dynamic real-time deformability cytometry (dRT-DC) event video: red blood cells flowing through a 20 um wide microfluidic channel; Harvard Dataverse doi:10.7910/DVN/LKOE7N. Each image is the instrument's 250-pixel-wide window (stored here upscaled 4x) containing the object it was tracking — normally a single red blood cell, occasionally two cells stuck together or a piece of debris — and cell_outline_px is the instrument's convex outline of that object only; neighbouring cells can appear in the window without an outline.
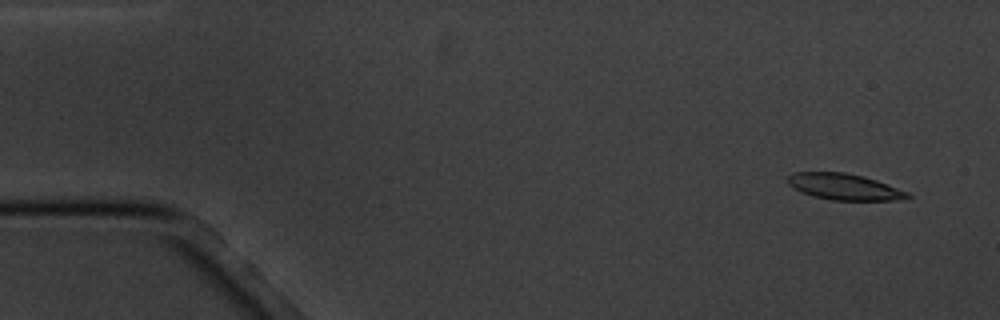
{"species": "common noctule bat (a hibernating species)", "species_latin": "Nyctalus noctula", "temperature_condition": "cold", "stored_images_in_passage": 5, "camera_frame_rate_fps": 3000, "um_per_image_px": 0.085, "animal": {"sex": "male", "body_mass_g": 20.1, "forearm_length_mm": 53.5}, "frame": {"image": 1, "passage_image": 1, "time_ms": 0.0, "image_size_px": [1000, 320], "cell_outline_px": [[912, 196], [904, 200], [832, 200], [812, 196], [800, 192], [792, 188], [788, 184], [788, 176], [792, 172], [844, 172], [864, 176], [876, 180], [908, 192]], "centroid_in_image_um": [71.74, 15.88], "position_along_channel_um": 13.3, "area_um2": 18.44}}